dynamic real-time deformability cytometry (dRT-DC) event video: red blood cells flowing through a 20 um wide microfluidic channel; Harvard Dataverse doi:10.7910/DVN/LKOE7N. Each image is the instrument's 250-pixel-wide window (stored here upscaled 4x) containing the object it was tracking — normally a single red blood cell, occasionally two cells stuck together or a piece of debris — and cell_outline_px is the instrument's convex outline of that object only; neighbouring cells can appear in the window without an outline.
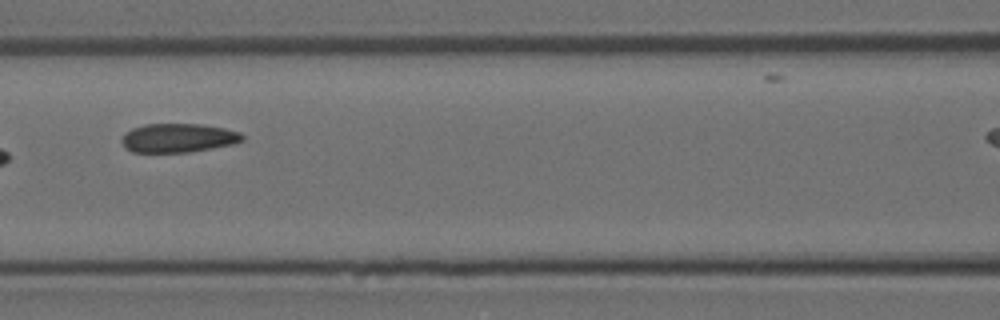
{"species": "Egyptian fruit bat (a non-hibernating species)", "species_latin": "Rousettus aegyptiacus", "temperature_condition": "room temperature", "stored_images_in_passage": 10, "segment_of_instrument_passage": [1, 2], "camera_frame_rate_fps": 3000, "um_per_image_px": 0.085, "animal": {"sex": "female"}, "frame": {"image": 1, "passage_image": 7, "time_ms": 7.667, "image_size_px": [1000, 320], "cell_outline_px": [[244, 140], [232, 144], [212, 148], [188, 152], [132, 152], [124, 148], [120, 140], [120, 136], [124, 132], [132, 128], [144, 124], [200, 124], [224, 128], [240, 132], [244, 136]], "centroid_in_image_um": [15.09, 11.72], "position_along_channel_um": 151.5, "area_um2": 20.52}}
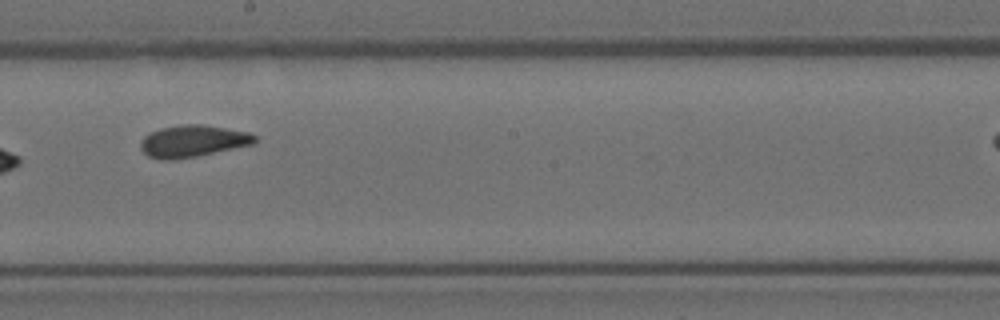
{"frame": {"image": 2, "passage_image": 9, "time_ms": 9.667, "image_size_px": [1000, 320], "cell_outline_px": [[256, 144], [196, 156], [172, 160], [160, 160], [148, 156], [140, 148], [140, 140], [144, 136], [160, 128], [180, 124], [204, 124], [248, 132], [256, 136]], "centroid_in_image_um": [16.39, 11.99], "position_along_channel_um": 231.8, "area_um2": 21.39}}